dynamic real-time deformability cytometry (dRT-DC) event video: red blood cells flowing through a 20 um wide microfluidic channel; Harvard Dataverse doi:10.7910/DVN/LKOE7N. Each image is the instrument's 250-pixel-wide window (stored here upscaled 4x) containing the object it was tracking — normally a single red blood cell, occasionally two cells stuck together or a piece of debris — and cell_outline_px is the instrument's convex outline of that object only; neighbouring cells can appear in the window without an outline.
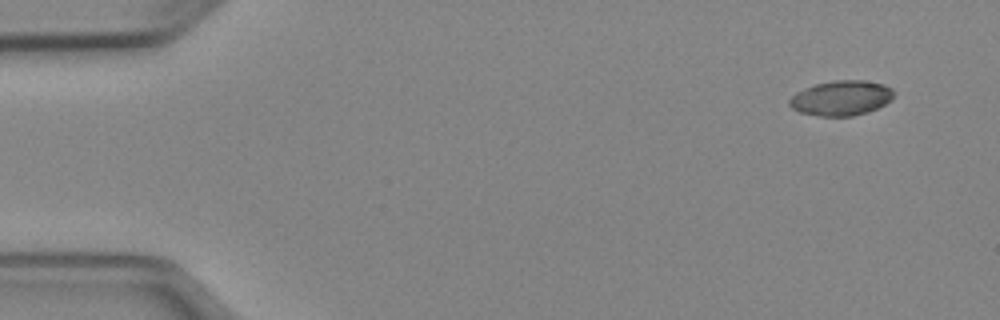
{"species": "Egyptian fruit bat (a non-hibernating species)", "species_latin": "Rousettus aegyptiacus", "temperature_condition": "cold", "stored_images_in_passage": 49, "camera_frame_rate_fps": 3000, "um_per_image_px": 0.085, "animal": {"sex": "female"}, "frame": {"image": 1, "passage_image": 1, "time_ms": 0.0, "image_size_px": [1000, 320], "cell_outline_px": [[892, 100], [868, 112], [852, 116], [820, 116], [800, 112], [792, 108], [788, 104], [788, 100], [796, 92], [804, 88], [816, 84], [832, 80], [864, 80], [884, 84], [892, 88]], "centroid_in_image_um": [71.49, 8.33], "position_along_channel_um": 13.5, "area_um2": 21.27}}
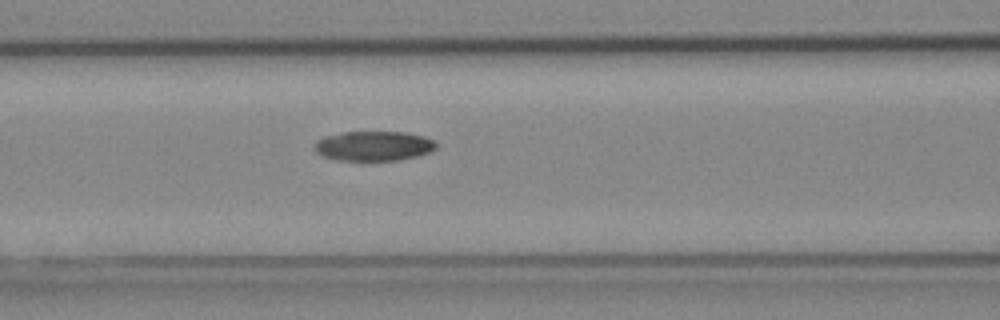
{"frame": {"image": 2, "passage_image": 19, "time_ms": 6.0, "image_size_px": [1000, 320], "cell_outline_px": [[436, 148], [428, 152], [416, 156], [400, 160], [336, 160], [324, 156], [316, 152], [312, 148], [312, 144], [316, 140], [324, 136], [344, 132], [404, 132], [424, 136], [436, 140]], "centroid_in_image_um": [31.72, 12.4], "position_along_channel_um": 134.9, "area_um2": 21.21}}
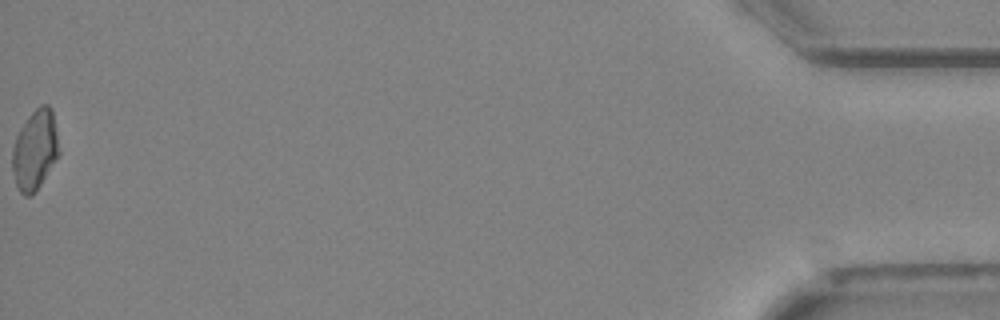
{"frame": {"image": 3, "passage_image": 49, "time_ms": 16.0, "image_size_px": [1000, 320], "cell_outline_px": [[60, 152], [40, 184], [32, 196], [24, 196], [20, 192], [16, 184], [12, 168], [12, 148], [16, 136], [20, 128], [28, 116], [40, 104], [48, 104], [52, 108]], "centroid_in_image_um": [2.96, 12.72], "position_along_channel_um": 432.2, "area_um2": 21.62}}